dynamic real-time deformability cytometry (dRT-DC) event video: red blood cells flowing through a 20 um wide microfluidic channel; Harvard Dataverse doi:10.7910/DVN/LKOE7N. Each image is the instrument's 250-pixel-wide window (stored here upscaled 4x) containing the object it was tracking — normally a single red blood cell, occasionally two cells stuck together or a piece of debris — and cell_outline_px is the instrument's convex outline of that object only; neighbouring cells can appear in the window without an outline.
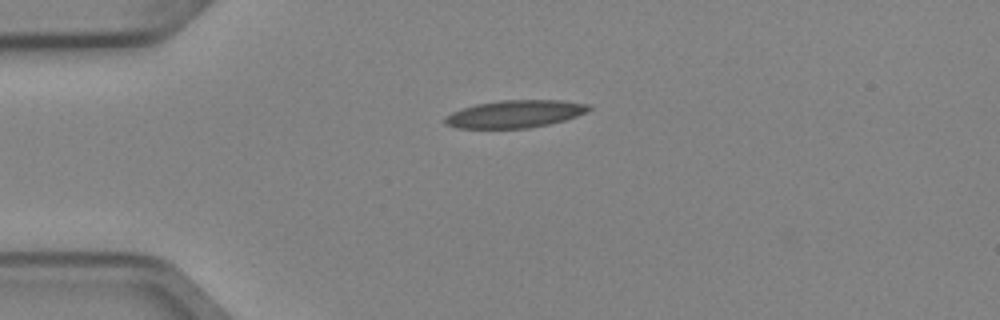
{"species": "Egyptian fruit bat (a non-hibernating species)", "species_latin": "Rousettus aegyptiacus", "temperature_condition": "cold", "stored_images_in_passage": 1, "camera_frame_rate_fps": 3000, "um_per_image_px": 0.085, "animal": {"sex": "female"}, "frame": {"image": 1, "passage_image": 1, "time_ms": 0.0, "image_size_px": [1000, 320], "cell_outline_px": [[592, 108], [576, 116], [564, 120], [548, 124], [528, 128], [460, 128], [444, 124], [444, 120], [452, 112], [476, 104], [500, 100], [560, 100], [592, 104]], "centroid_in_image_um": [43.8, 9.68], "position_along_channel_um": 41.2, "area_um2": 22.89}}